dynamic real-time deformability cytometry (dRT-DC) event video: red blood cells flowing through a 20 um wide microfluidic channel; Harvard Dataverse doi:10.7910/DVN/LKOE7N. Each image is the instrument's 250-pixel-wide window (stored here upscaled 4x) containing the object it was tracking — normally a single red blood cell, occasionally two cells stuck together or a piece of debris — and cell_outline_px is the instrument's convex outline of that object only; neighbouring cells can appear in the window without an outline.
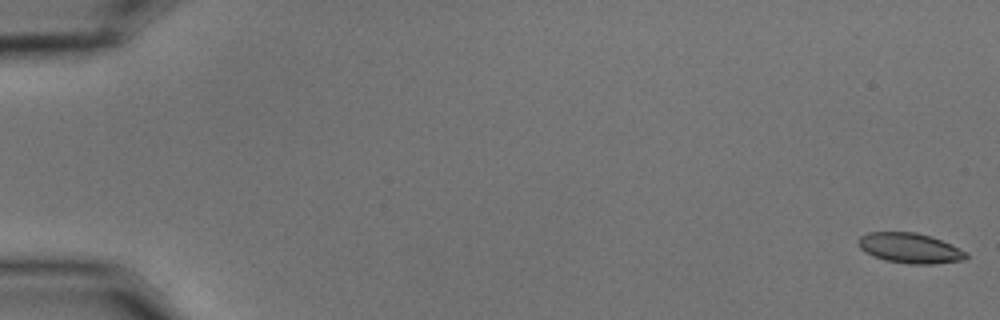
{"species": "common noctule bat (a hibernating species)", "species_latin": "Nyctalus noctula", "temperature_condition": "cold", "stored_images_in_passage": 57, "camera_frame_rate_fps": 3000, "um_per_image_px": 0.085, "animal": {"sex": "male", "body_mass_g": 15.6}, "frame": {"image": 1, "passage_image": 1, "time_ms": 0.0, "image_size_px": [1000, 320], "cell_outline_px": [[968, 256], [964, 260], [932, 264], [908, 264], [884, 260], [872, 256], [864, 252], [860, 248], [856, 240], [860, 236], [868, 232], [916, 232], [940, 240], [968, 252]], "centroid_in_image_um": [77.3, 21.09], "position_along_channel_um": 7.7, "area_um2": 19.02}}
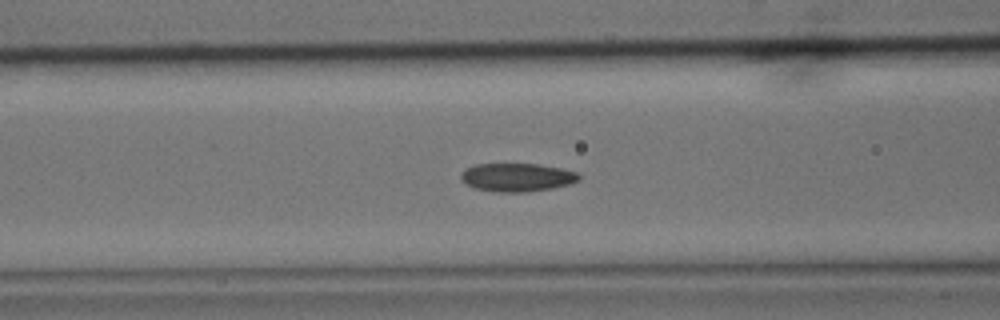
{"frame": {"image": 2, "passage_image": 24, "time_ms": 7.667, "image_size_px": [1000, 320], "cell_outline_px": [[580, 180], [568, 184], [552, 188], [528, 192], [496, 192], [476, 188], [460, 180], [460, 172], [464, 168], [476, 164], [540, 164], [580, 172]], "centroid_in_image_um": [43.95, 15.06], "position_along_channel_um": 122.7, "area_um2": 19.65}}
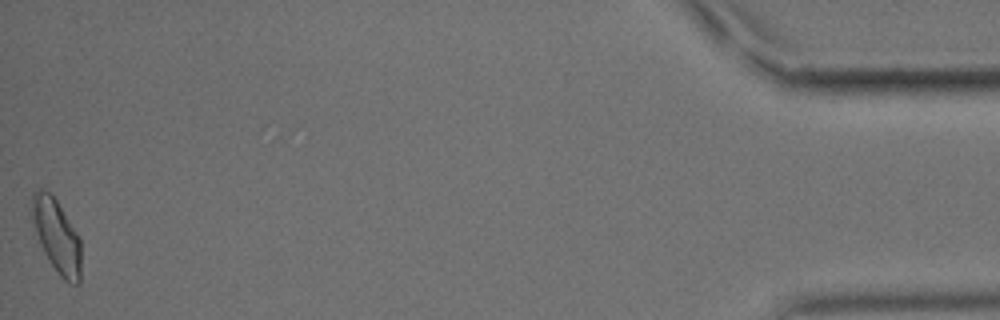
{"frame": {"image": 3, "passage_image": 57, "time_ms": 18.667, "image_size_px": [1000, 320], "cell_outline_px": [[80, 284], [68, 284], [60, 276], [48, 260], [40, 244], [32, 220], [32, 192], [40, 188], [44, 188], [56, 200], [80, 236]], "centroid_in_image_um": [4.83, 20.07], "position_along_channel_um": 430.4, "area_um2": 20.98}, "authors_computed_cell_mechanics": {"area_um2": 19.5364, "velocity_mm_per_s": 3.5845, "shape_relaxation_time_tau1_ms": 3.164, "shape_relaxation_time_tau2_ms": 2.4408, "deformation_change_tau1": 0.1214, "deformation_change_tau2": 0.088}}